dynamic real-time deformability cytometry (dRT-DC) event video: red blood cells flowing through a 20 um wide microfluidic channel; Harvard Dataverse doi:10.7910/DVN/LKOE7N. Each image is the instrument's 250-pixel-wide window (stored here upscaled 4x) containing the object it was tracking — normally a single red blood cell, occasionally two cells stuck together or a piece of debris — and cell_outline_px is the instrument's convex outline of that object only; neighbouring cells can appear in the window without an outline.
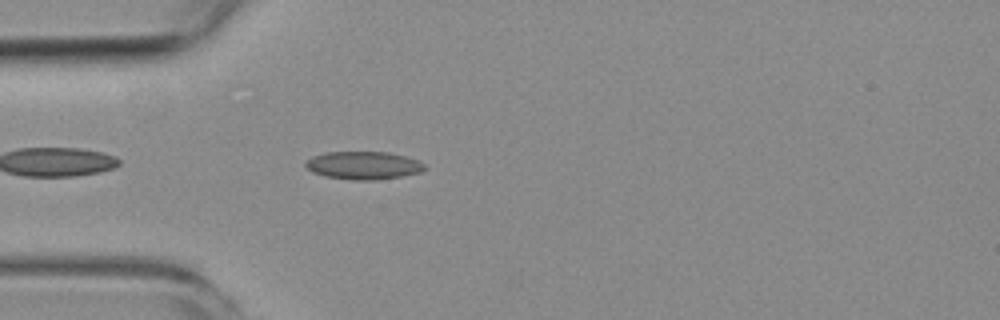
{"species": "common noctule bat (a hibernating species)", "species_latin": "Nyctalus noctula", "temperature_condition": "room temperature", "stored_images_in_passage": 3, "camera_frame_rate_fps": 3000, "um_per_image_px": 0.085, "animal": {"sex": "female", "body_mass_g": 19.3, "forearm_length_mm": 54.1}, "frame": {"image": 1, "passage_image": 3, "time_ms": 3.0, "image_size_px": [1000, 320], "cell_outline_px": [[428, 168], [420, 172], [400, 176], [372, 180], [352, 180], [324, 176], [312, 172], [304, 164], [304, 160], [312, 156], [324, 152], [388, 152], [420, 160]], "centroid_in_image_um": [30.87, 14.05], "position_along_channel_um": 54.1, "area_um2": 19.48}}